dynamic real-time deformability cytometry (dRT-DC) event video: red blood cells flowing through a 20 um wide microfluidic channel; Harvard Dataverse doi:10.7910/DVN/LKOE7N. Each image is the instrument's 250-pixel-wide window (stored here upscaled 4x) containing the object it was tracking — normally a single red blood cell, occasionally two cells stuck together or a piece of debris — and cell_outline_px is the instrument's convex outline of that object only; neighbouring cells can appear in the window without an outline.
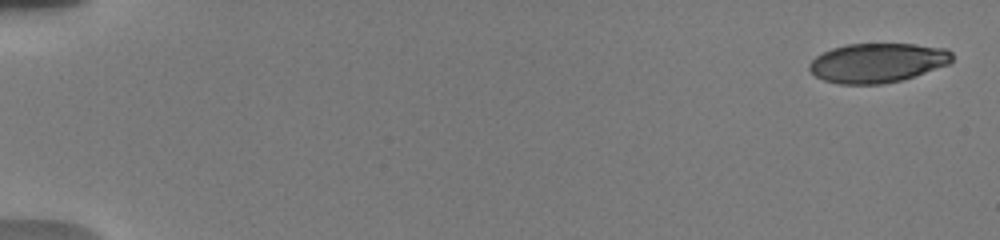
{"species": "human", "species_latin": "Homo sapiens", "temperature_condition": "warm", "stored_images_in_passage": 9, "camera_frame_rate_fps": 3000, "um_per_image_px": 0.085, "donor": {"sex": "male"}, "frame": {"image": 1, "passage_image": 1, "time_ms": 0.0, "image_size_px": [1000, 240], "cell_outline_px": [[952, 60], [948, 64], [900, 80], [880, 84], [840, 84], [824, 80], [816, 76], [808, 68], [808, 64], [816, 56], [832, 48], [848, 44], [916, 44], [948, 48], [952, 52]], "centroid_in_image_um": [74.57, 5.32], "position_along_channel_um": 10.4, "area_um2": 32.54}}
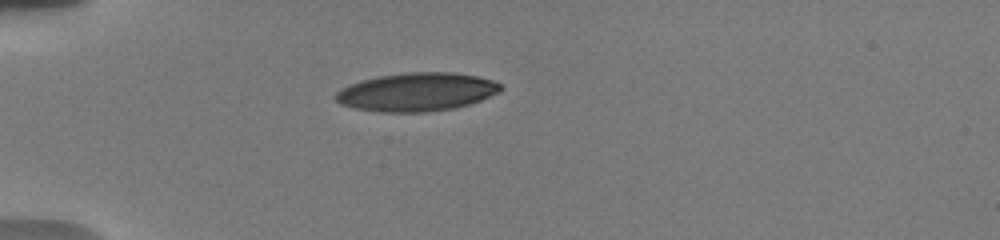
{"frame": {"image": 2, "passage_image": 6, "time_ms": 5.0, "image_size_px": [1000, 240], "cell_outline_px": [[504, 88], [500, 92], [480, 100], [468, 104], [452, 108], [424, 112], [380, 112], [352, 108], [340, 104], [332, 96], [340, 88], [348, 84], [360, 80], [380, 76], [408, 72], [452, 72], [476, 76], [492, 80], [500, 84]], "centroid_in_image_um": [35.37, 7.82], "position_along_channel_um": 49.6, "area_um2": 37.05}}
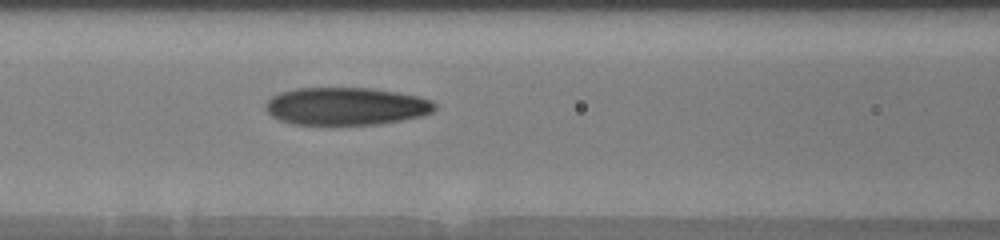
{"frame": {"image": 3, "passage_image": 9, "time_ms": 8.0, "image_size_px": [1000, 240], "cell_outline_px": [[436, 108], [432, 112], [420, 116], [400, 120], [376, 124], [292, 124], [280, 120], [272, 116], [264, 108], [264, 104], [272, 96], [280, 92], [296, 88], [372, 88], [420, 96], [432, 100], [436, 104]], "centroid_in_image_um": [29.41, 9.02], "position_along_channel_um": 137.2, "area_um2": 37.11}}